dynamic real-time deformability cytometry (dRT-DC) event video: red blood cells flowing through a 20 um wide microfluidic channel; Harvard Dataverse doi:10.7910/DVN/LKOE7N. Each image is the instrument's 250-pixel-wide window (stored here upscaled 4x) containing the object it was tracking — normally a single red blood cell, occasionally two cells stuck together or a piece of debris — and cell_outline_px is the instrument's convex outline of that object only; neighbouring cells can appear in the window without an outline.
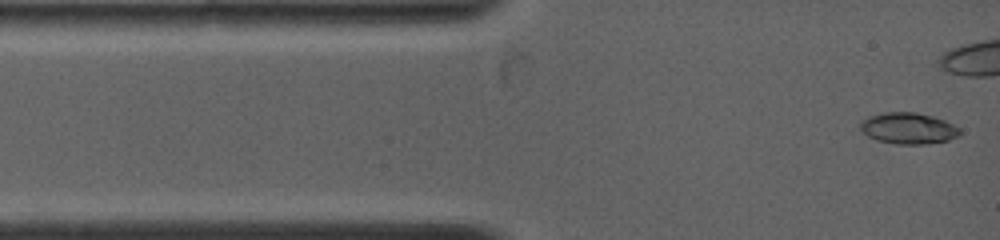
{"species": "common noctule bat (a hibernating species)", "species_latin": "Nyctalus noctula", "temperature_condition": "warm", "stored_images_in_passage": 11, "camera_frame_rate_fps": 4500, "um_per_image_px": 0.085, "animal": {"sex": "female", "body_mass_g": 19.0, "forearm_length_mm": 53.3}, "frame": {"image": 1, "passage_image": 1, "time_ms": 0.0, "image_size_px": [1000, 240], "cell_outline_px": [[960, 136], [948, 140], [924, 144], [900, 144], [876, 140], [868, 136], [860, 128], [860, 120], [868, 116], [884, 112], [916, 112], [932, 116], [944, 120], [960, 128]], "centroid_in_image_um": [77.2, 10.9], "position_along_channel_um": 7.8, "area_um2": 18.15}}
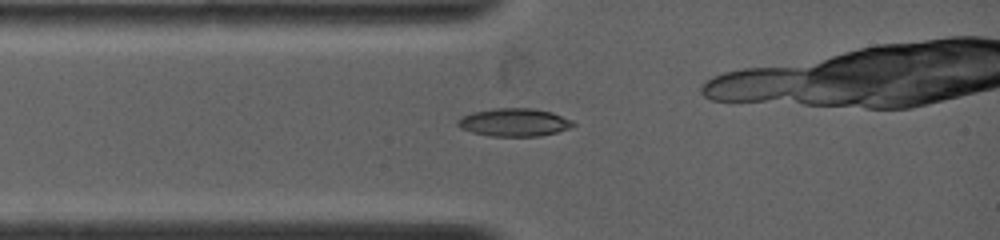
{"frame": {"image": 2, "passage_image": 5, "time_ms": 2.0, "image_size_px": [1000, 240], "cell_outline_px": [[576, 124], [568, 128], [556, 132], [540, 136], [492, 136], [472, 132], [460, 128], [456, 124], [456, 120], [472, 112], [492, 108], [536, 108], [552, 112], [572, 120]], "centroid_in_image_um": [43.7, 10.39], "position_along_channel_um": 41.3, "area_um2": 18.84}}